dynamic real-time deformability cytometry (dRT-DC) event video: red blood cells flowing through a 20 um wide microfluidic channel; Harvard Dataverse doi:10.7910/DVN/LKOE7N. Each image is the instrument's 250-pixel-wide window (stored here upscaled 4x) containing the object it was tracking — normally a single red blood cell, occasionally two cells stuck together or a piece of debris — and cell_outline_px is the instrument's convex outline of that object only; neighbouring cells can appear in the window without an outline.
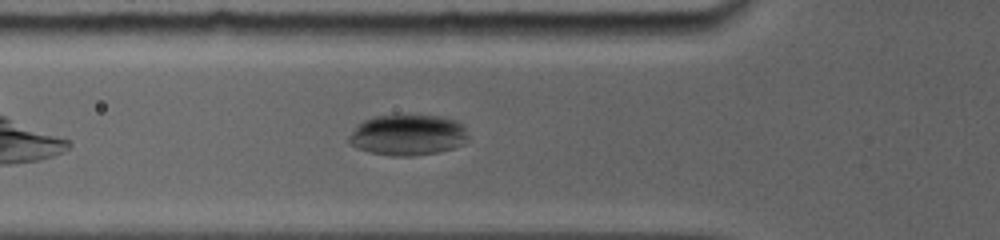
{"species": "common noctule bat (a hibernating species)", "species_latin": "Nyctalus noctula", "temperature_condition": "room temperature", "stored_images_in_passage": 24, "camera_frame_rate_fps": 5000, "um_per_image_px": 0.085, "animal": {"sex": "female", "body_mass_g": 19.0, "forearm_length_mm": 56.7}, "frame": {"image": 1, "passage_image": 13, "time_ms": 2.4, "image_size_px": [1000, 240], "cell_outline_px": [[468, 136], [464, 144], [440, 152], [412, 156], [392, 156], [372, 152], [356, 148], [348, 144], [348, 136], [356, 124], [364, 120], [376, 116], [440, 116], [456, 120], [464, 124]], "centroid_in_image_um": [34.65, 11.48], "position_along_channel_um": 91.1, "area_um2": 28.55}}
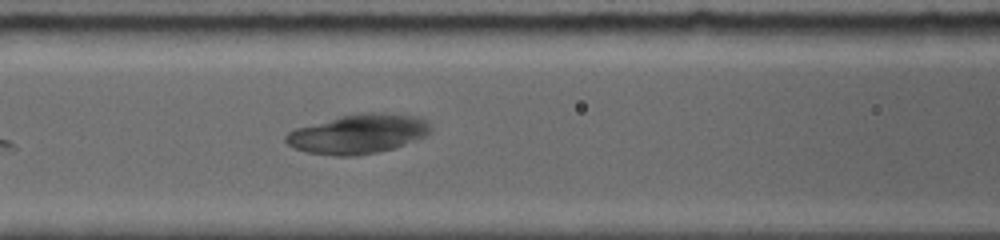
{"frame": {"image": 2, "passage_image": 19, "time_ms": 3.6, "image_size_px": [1000, 240], "cell_outline_px": [[432, 132], [424, 136], [404, 144], [392, 148], [376, 152], [356, 156], [332, 156], [308, 152], [292, 148], [284, 140], [284, 136], [288, 132], [296, 128], [340, 116], [364, 112], [380, 112], [416, 116], [432, 124]], "centroid_in_image_um": [30.43, 11.38], "position_along_channel_um": 136.2, "area_um2": 33.23}}